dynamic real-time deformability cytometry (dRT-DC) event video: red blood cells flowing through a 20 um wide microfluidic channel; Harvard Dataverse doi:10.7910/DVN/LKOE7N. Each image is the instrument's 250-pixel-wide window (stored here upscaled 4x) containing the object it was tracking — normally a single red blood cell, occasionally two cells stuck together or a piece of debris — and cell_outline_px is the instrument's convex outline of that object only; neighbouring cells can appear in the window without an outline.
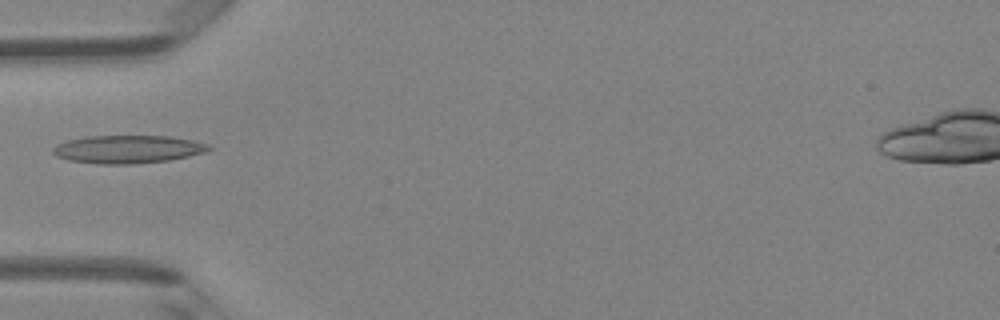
{"species": "Egyptian fruit bat (a non-hibernating species)", "species_latin": "Rousettus aegyptiacus", "temperature_condition": "room temperature", "stored_images_in_passage": 6, "camera_frame_rate_fps": 3000, "um_per_image_px": 0.085, "animal": {"sex": "female"}, "frame": {"image": 1, "passage_image": 5, "time_ms": 1.333, "image_size_px": [1000, 320], "cell_outline_px": [[212, 148], [204, 152], [188, 156], [168, 160], [128, 164], [100, 164], [68, 160], [56, 156], [52, 152], [52, 148], [56, 144], [68, 140], [88, 136], [168, 136], [192, 140], [208, 144]], "centroid_in_image_um": [10.82, 12.68], "position_along_channel_um": 74.2, "area_um2": 25.26}}
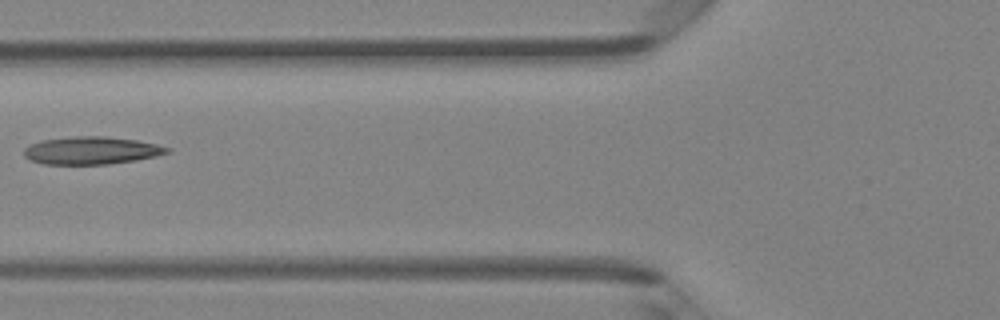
{"frame": {"image": 2, "passage_image": 6, "time_ms": 1.667, "image_size_px": [1000, 320], "cell_outline_px": [[172, 152], [156, 156], [136, 160], [108, 164], [44, 164], [28, 160], [24, 156], [24, 148], [32, 144], [44, 140], [76, 136], [104, 136], [136, 140], [156, 144], [172, 148]], "centroid_in_image_um": [7.8, 12.8], "position_along_channel_um": 118.0, "area_um2": 23.06}}